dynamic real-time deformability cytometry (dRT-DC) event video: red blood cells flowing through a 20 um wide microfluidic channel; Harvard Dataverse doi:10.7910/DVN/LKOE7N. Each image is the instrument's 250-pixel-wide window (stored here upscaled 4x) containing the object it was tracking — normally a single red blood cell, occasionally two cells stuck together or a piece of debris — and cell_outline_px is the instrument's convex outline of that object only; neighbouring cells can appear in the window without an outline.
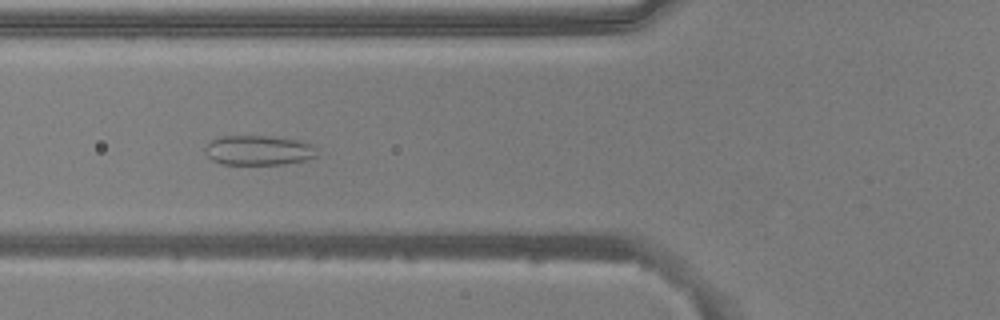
{"species": "common noctule bat (a hibernating species)", "species_latin": "Nyctalus noctula", "temperature_condition": "warm", "stored_images_in_passage": 51, "camera_frame_rate_fps": 3000, "um_per_image_px": 0.085, "animal": {"sex": "male", "body_mass_g": 20.5, "forearm_length_mm": 52.5}, "frame": {"image": 1, "passage_image": 19, "time_ms": 6.0, "image_size_px": [1000, 320], "cell_outline_px": [[316, 156], [304, 160], [284, 164], [220, 164], [212, 160], [204, 152], [204, 148], [212, 140], [220, 136], [272, 136], [296, 140], [312, 144], [316, 148]], "centroid_in_image_um": [21.95, 12.77], "position_along_channel_um": 103.9, "area_um2": 19.36}}
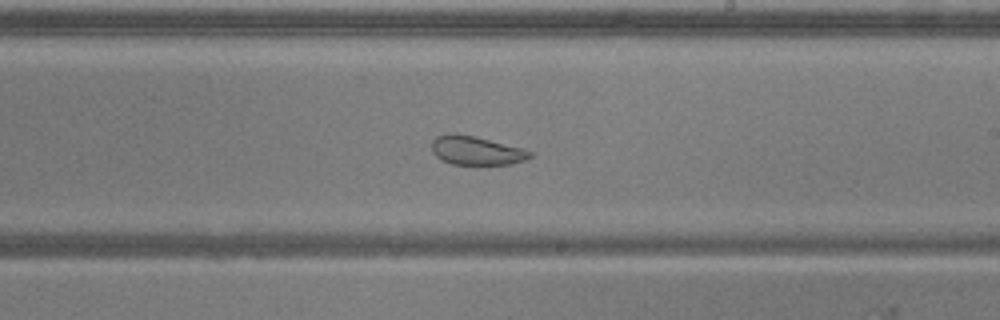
{"frame": {"image": 2, "passage_image": 30, "time_ms": 9.667, "image_size_px": [1000, 320], "cell_outline_px": [[532, 156], [528, 160], [512, 164], [452, 164], [440, 160], [432, 152], [432, 140], [436, 136], [448, 132], [456, 132], [524, 148], [532, 152]], "centroid_in_image_um": [40.47, 12.78], "position_along_channel_um": 248.5, "area_um2": 16.76}}
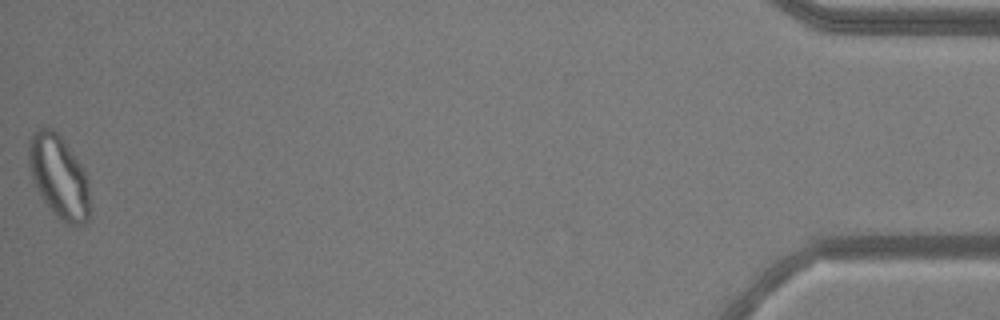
{"frame": {"image": 3, "passage_image": 51, "time_ms": 16.667, "image_size_px": [1000, 320], "cell_outline_px": [[88, 220], [84, 224], [68, 224], [60, 220], [52, 212], [40, 196], [36, 188], [28, 164], [28, 140], [32, 132], [40, 128], [52, 128], [64, 140], [80, 164], [88, 180]], "centroid_in_image_um": [4.96, 15.0], "position_along_channel_um": 430.2, "area_um2": 29.36}, "authors_computed_cell_mechanics": {"area_um2": 24.7962, "velocity_mm_per_s": 3.9367, "shape_relaxation_time_tau1_ms": null, "shape_relaxation_time_tau2_ms": 1.2547, "deformation_change_tau1": null, "deformation_change_tau2": 0.0728}}